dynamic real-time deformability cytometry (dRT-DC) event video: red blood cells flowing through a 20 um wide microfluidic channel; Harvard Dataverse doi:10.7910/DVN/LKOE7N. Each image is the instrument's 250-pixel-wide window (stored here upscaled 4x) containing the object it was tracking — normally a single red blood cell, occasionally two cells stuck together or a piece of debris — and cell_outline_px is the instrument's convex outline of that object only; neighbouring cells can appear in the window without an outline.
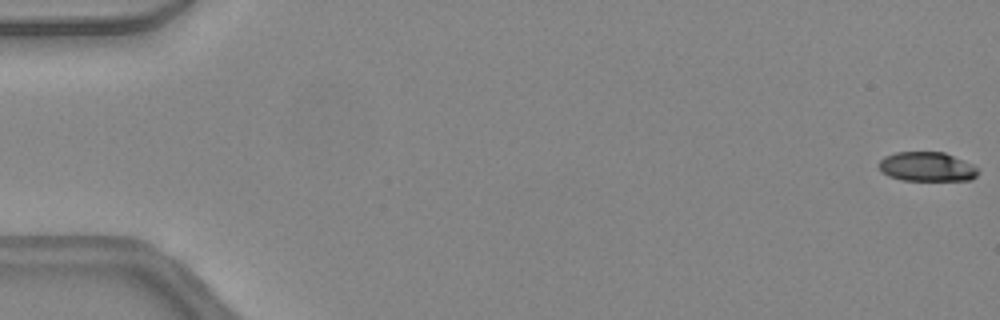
{"species": "common noctule bat (a hibernating species)", "species_latin": "Nyctalus noctula", "temperature_condition": "warm", "stored_images_in_passage": 47, "camera_frame_rate_fps": 3000, "um_per_image_px": 0.085, "animal": {"sex": "female", "body_mass_g": 24.6, "forearm_length_mm": 56.2}, "frame": {"image": 1, "passage_image": 1, "time_ms": 0.0, "image_size_px": [1000, 320], "cell_outline_px": [[980, 172], [972, 180], [900, 180], [888, 176], [880, 172], [876, 164], [884, 156], [896, 152], [944, 152], [972, 164], [980, 168]], "centroid_in_image_um": [78.76, 14.17], "position_along_channel_um": 6.2, "area_um2": 17.28}}
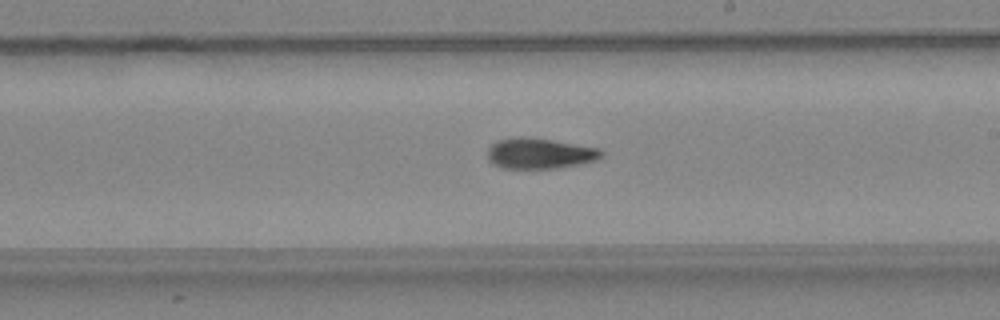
{"frame": {"image": 2, "passage_image": 28, "time_ms": 9.0, "image_size_px": [1000, 320], "cell_outline_px": [[604, 156], [596, 160], [580, 164], [556, 168], [500, 168], [492, 164], [488, 160], [488, 148], [496, 140], [520, 136], [528, 136], [600, 148], [604, 152]], "centroid_in_image_um": [45.87, 13.03], "position_along_channel_um": 243.1, "area_um2": 20.58}}
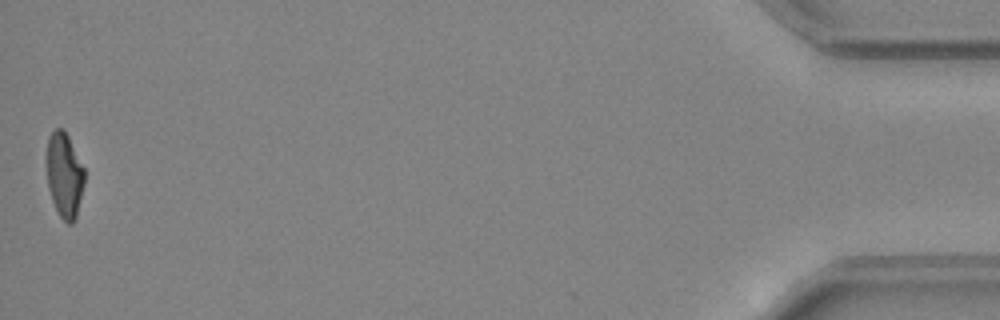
{"frame": {"image": 3, "passage_image": 47, "time_ms": 15.333, "image_size_px": [1000, 320], "cell_outline_px": [[84, 184], [76, 216], [72, 224], [68, 224], [60, 216], [52, 200], [48, 188], [44, 156], [48, 136], [56, 128], [60, 128], [68, 136], [84, 168]], "centroid_in_image_um": [5.43, 14.85], "position_along_channel_um": 429.8, "area_um2": 18.96}, "authors_computed_cell_mechanics": {"area_um2": 19.7676, "velocity_mm_per_s": 4.4682, "shape_relaxation_time_tau1_ms": null, "shape_relaxation_time_tau2_ms": 6.7121, "deformation_change_tau1": null, "deformation_change_tau2": 0.1743}}